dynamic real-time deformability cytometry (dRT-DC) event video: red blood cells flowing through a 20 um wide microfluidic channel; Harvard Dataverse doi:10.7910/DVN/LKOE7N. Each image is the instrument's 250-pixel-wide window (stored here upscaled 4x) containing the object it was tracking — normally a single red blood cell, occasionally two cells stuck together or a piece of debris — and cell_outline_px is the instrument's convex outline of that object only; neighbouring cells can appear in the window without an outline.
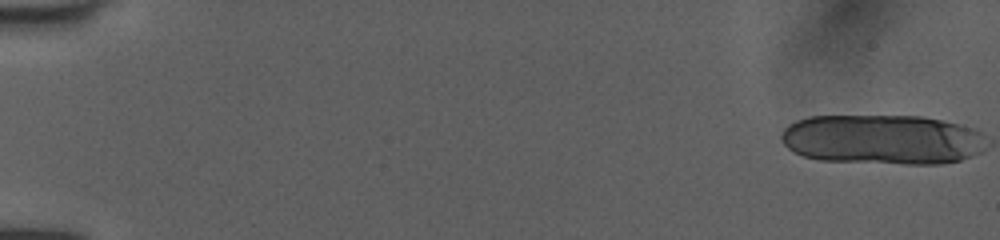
{"species": "human", "species_latin": "Homo sapiens", "temperature_condition": "room temperature", "stored_images_in_passage": 13, "camera_frame_rate_fps": 3000, "um_per_image_px": 0.085, "donor": {"sex": "female"}, "frame": {"image": 1, "passage_image": 1, "time_ms": 0.0, "image_size_px": [1000, 240], "cell_outline_px": [[976, 132], [968, 156], [960, 160], [940, 164], [904, 164], [820, 160], [804, 156], [788, 148], [784, 144], [780, 136], [784, 128], [796, 120], [808, 116], [920, 116], [940, 120], [956, 124], [968, 128]], "centroid_in_image_um": [74.71, 11.85], "position_along_channel_um": 10.3, "area_um2": 57.68}}